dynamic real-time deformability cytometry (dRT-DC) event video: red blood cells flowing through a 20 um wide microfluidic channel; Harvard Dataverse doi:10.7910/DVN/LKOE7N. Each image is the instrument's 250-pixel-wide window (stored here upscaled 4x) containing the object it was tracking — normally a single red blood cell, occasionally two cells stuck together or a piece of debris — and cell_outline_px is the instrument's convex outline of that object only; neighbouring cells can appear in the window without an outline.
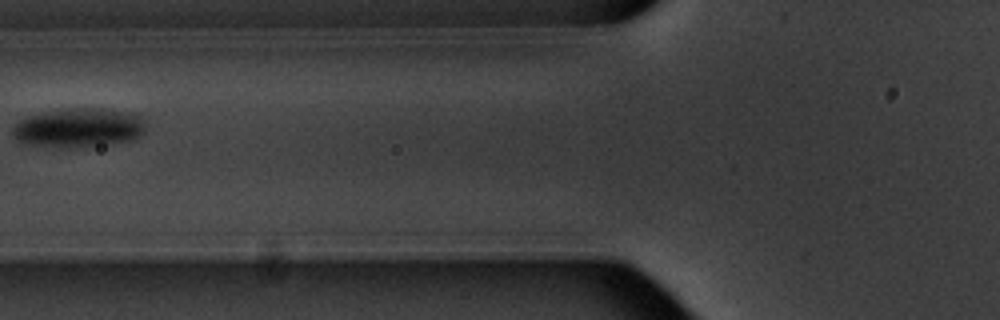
{"species": "common noctule bat (a hibernating species)", "species_latin": "Nyctalus noctula", "temperature_condition": "warm", "stored_images_in_passage": 12, "camera_frame_rate_fps": 3000, "um_per_image_px": 0.085, "animal": {"sex": "male", "body_mass_g": 20.1, "forearm_length_mm": 53.5}, "frame": {"image": 1, "passage_image": 3, "time_ms": 3.333, "image_size_px": [1000, 320], "cell_outline_px": [[144, 132], [140, 136], [132, 140], [100, 144], [64, 148], [32, 144], [16, 140], [12, 132], [12, 128], [24, 116], [40, 112], [64, 108], [96, 108], [136, 112], [144, 120]], "centroid_in_image_um": [6.68, 10.82], "position_along_channel_um": 119.1, "area_um2": 30.46}}
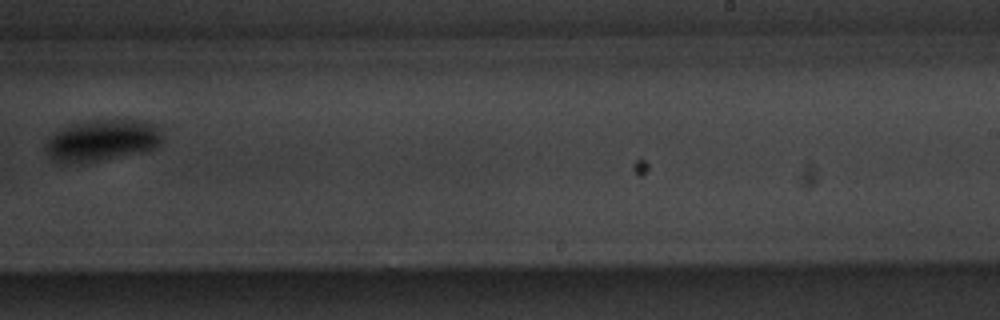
{"frame": {"image": 2, "passage_image": 7, "time_ms": 8.0, "image_size_px": [1000, 320], "cell_outline_px": [[164, 136], [160, 144], [152, 148], [140, 152], [96, 160], [60, 164], [44, 148], [44, 144], [56, 132], [72, 124], [88, 120], [140, 120], [160, 124], [164, 132]], "centroid_in_image_um": [8.76, 11.89], "position_along_channel_um": 280.2, "area_um2": 27.98}}
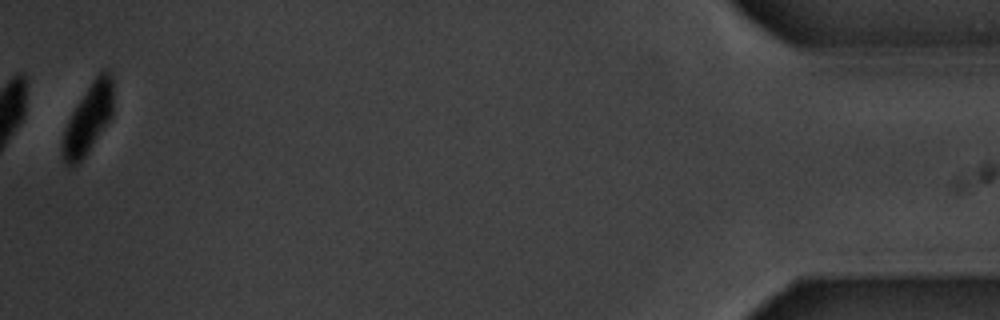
{"frame": {"image": 3, "passage_image": 12, "time_ms": 14.667, "image_size_px": [1000, 320], "cell_outline_px": [[112, 116], [84, 156], [76, 164], [68, 164], [64, 160], [60, 148], [64, 128], [76, 104], [92, 80], [104, 68], [108, 68], [112, 72]], "centroid_in_image_um": [7.49, 10.04], "position_along_channel_um": 427.7, "area_um2": 20.29}, "authors_computed_cell_mechanics": {"area_um2": 28.2642, "velocity_mm_per_s": 3.4694, "shape_relaxation_time_tau1_ms": 1.5428, "shape_relaxation_time_tau2_ms": 3.9705, "deformation_change_tau1": 0.0525, "deformation_change_tau2": 0.0155}}